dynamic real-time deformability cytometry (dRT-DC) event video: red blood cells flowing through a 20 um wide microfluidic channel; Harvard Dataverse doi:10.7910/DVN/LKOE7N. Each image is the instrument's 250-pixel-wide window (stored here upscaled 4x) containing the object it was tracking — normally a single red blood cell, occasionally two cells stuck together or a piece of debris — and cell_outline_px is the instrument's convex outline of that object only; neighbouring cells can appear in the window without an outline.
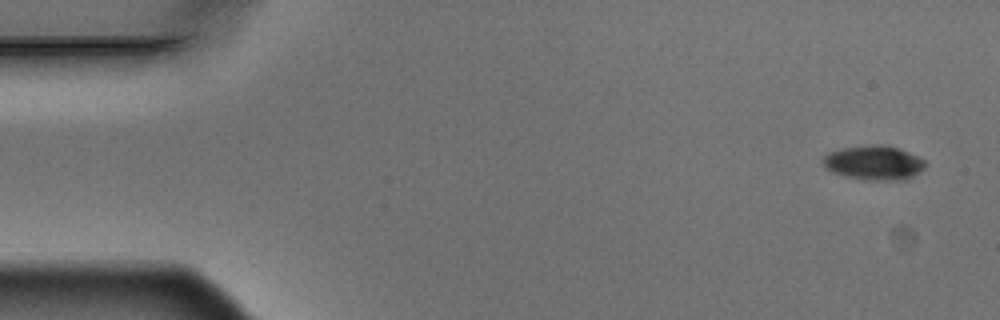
{"species": "Egyptian fruit bat (a non-hibernating species)", "species_latin": "Rousettus aegyptiacus", "temperature_condition": "warm", "stored_images_in_passage": 5, "camera_frame_rate_fps": 3000, "um_per_image_px": 0.085, "animal": {"sex": "male"}, "frame": {"image": 1, "passage_image": 1, "time_ms": 0.0, "image_size_px": [1000, 320], "cell_outline_px": [[928, 164], [920, 172], [904, 180], [872, 180], [848, 176], [832, 172], [824, 164], [824, 156], [828, 152], [844, 148], [872, 144], [884, 144], [908, 152], [924, 160]], "centroid_in_image_um": [74.32, 13.82], "position_along_channel_um": 10.7, "area_um2": 20.17}}
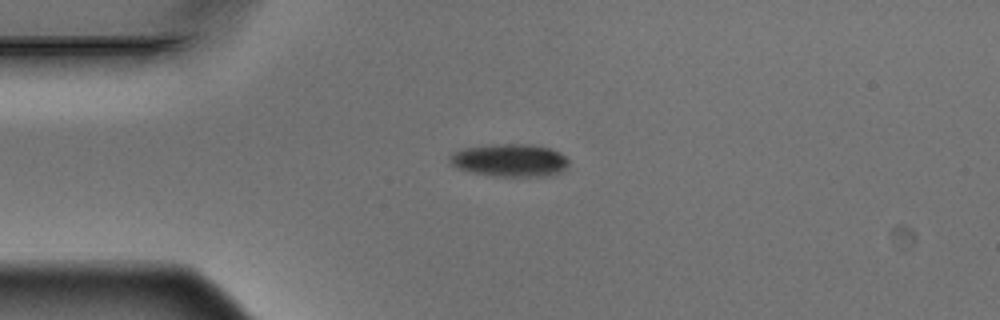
{"frame": {"image": 2, "passage_image": 4, "time_ms": 1.0, "image_size_px": [1000, 320], "cell_outline_px": [[568, 164], [560, 172], [552, 176], [492, 176], [468, 172], [456, 168], [448, 164], [448, 156], [452, 152], [460, 148], [496, 144], [528, 144], [548, 148], [560, 152], [568, 160]], "centroid_in_image_um": [43.24, 13.63], "position_along_channel_um": 41.8, "area_um2": 23.06}}